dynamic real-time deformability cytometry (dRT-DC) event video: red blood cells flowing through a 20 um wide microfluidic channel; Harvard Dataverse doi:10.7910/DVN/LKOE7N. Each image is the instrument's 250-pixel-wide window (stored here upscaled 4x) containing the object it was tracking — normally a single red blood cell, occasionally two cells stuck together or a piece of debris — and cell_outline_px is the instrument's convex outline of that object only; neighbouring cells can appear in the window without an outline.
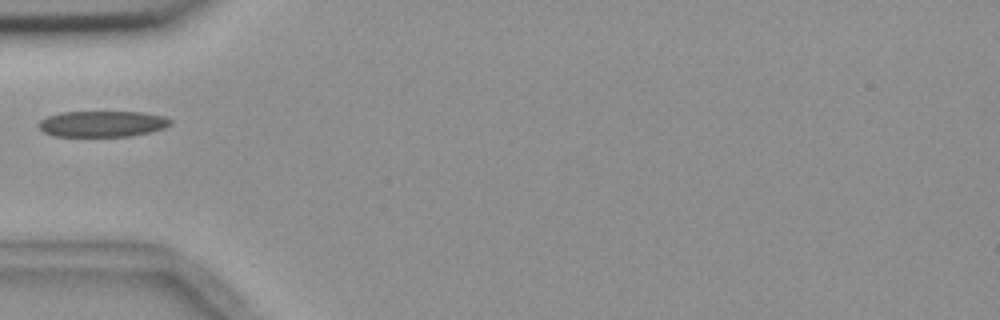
{"species": "common noctule bat (a hibernating species)", "species_latin": "Nyctalus noctula", "temperature_condition": "room temperature", "stored_images_in_passage": 24, "camera_frame_rate_fps": 3000, "um_per_image_px": 0.085, "animal": {"sex": "female", "body_mass_g": 18.4}, "frame": {"image": 1, "passage_image": 1, "time_ms": 0.0, "image_size_px": [1000, 320], "cell_outline_px": [[172, 124], [164, 128], [132, 136], [52, 136], [44, 132], [36, 124], [40, 120], [48, 116], [60, 112], [144, 112], [164, 116], [172, 120]], "centroid_in_image_um": [8.69, 10.52], "position_along_channel_um": 76.3, "area_um2": 20.06}}
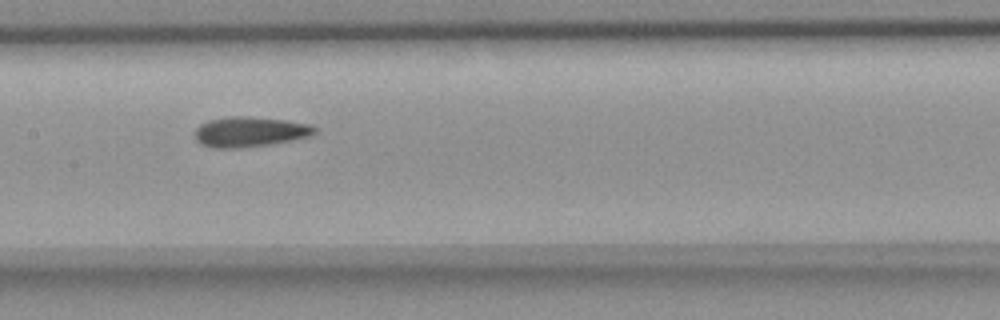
{"frame": {"image": 2, "passage_image": 10, "time_ms": 3.0, "image_size_px": [1000, 320], "cell_outline_px": [[316, 132], [308, 136], [268, 144], [240, 148], [212, 148], [200, 144], [196, 140], [196, 128], [200, 124], [208, 120], [228, 116], [248, 116], [284, 120], [312, 124], [316, 128]], "centroid_in_image_um": [21.19, 11.19], "position_along_channel_um": 186.2, "area_um2": 20.92}}
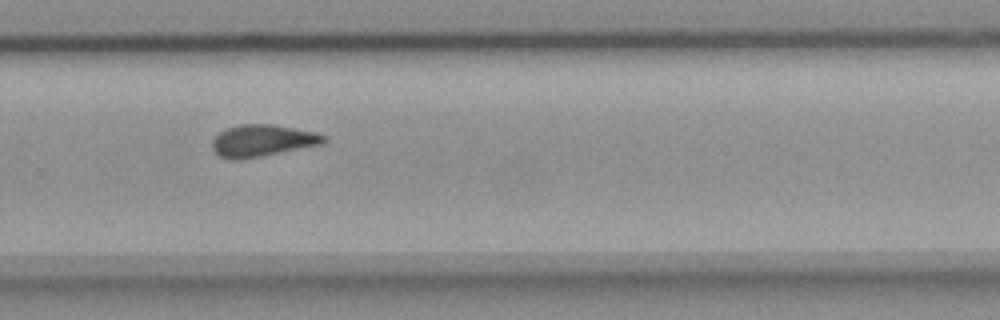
{"frame": {"image": 3, "passage_image": 20, "time_ms": 6.333, "image_size_px": [1000, 320], "cell_outline_px": [[324, 140], [320, 144], [260, 156], [236, 160], [220, 156], [212, 148], [212, 140], [220, 132], [228, 128], [240, 124], [272, 124], [316, 132], [324, 136]], "centroid_in_image_um": [22.26, 11.94], "position_along_channel_um": 307.5, "area_um2": 20.17}}